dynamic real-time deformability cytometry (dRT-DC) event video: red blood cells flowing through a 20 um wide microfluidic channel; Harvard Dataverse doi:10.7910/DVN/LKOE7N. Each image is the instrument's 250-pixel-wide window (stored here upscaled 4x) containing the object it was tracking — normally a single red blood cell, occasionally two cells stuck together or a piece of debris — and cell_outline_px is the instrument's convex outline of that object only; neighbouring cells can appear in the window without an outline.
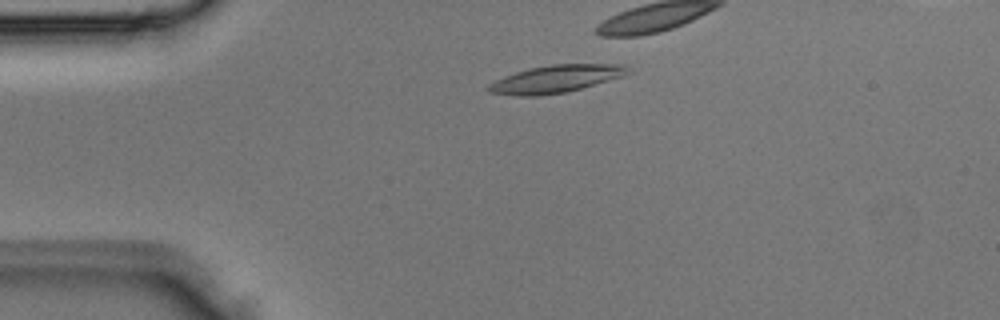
{"species": "Egyptian fruit bat (a non-hibernating species)", "species_latin": "Rousettus aegyptiacus", "temperature_condition": "room temperature", "stored_images_in_passage": 3, "camera_frame_rate_fps": 3000, "um_per_image_px": 0.085, "animal": {"sex": "male"}, "frame": {"image": 1, "passage_image": 1, "time_ms": 0.0, "image_size_px": [1000, 320], "cell_outline_px": [[632, 72], [624, 76], [580, 88], [564, 92], [540, 96], [516, 96], [488, 92], [484, 88], [488, 84], [504, 76], [516, 72], [532, 68], [552, 64], [624, 64]], "centroid_in_image_um": [47.22, 6.71], "position_along_channel_um": 37.8, "area_um2": 22.31}}